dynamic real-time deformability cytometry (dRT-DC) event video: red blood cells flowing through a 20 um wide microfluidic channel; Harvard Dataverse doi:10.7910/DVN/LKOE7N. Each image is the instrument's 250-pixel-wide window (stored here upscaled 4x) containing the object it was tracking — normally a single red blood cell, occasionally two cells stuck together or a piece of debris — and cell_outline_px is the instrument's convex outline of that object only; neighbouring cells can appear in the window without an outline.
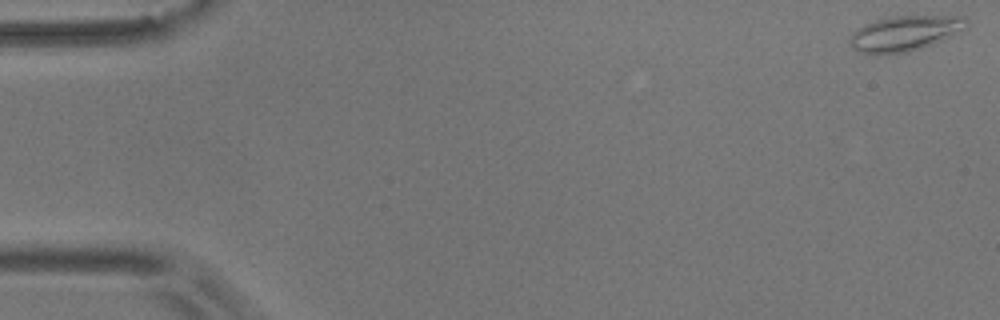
{"species": "common noctule bat (a hibernating species)", "species_latin": "Nyctalus noctula", "temperature_condition": "room temperature", "stored_images_in_passage": 55, "camera_frame_rate_fps": 3000, "um_per_image_px": 0.085, "animal": {"sex": "male", "body_mass_g": 17.9}, "frame": {"image": 1, "passage_image": 1, "time_ms": 0.0, "image_size_px": [1000, 320], "cell_outline_px": [[968, 28], [952, 36], [932, 44], [920, 48], [904, 52], [880, 56], [856, 52], [852, 48], [848, 40], [852, 32], [856, 28], [864, 24], [876, 20], [892, 16], [964, 16], [968, 20]], "centroid_in_image_um": [76.87, 2.85], "position_along_channel_um": 8.1, "area_um2": 24.45}}
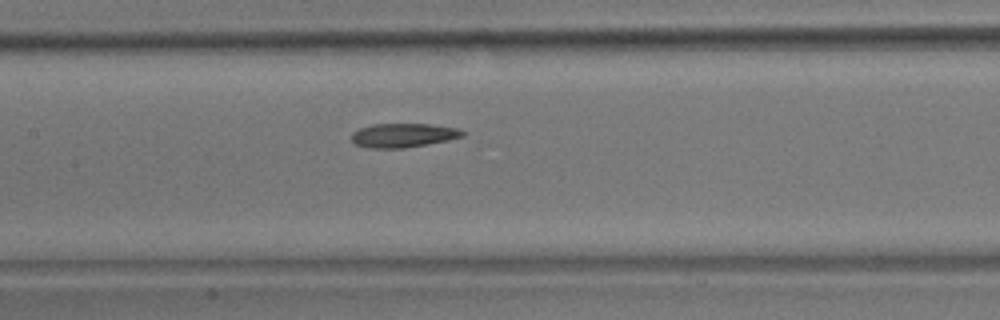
{"frame": {"image": 2, "passage_image": 26, "time_ms": 8.333, "image_size_px": [1000, 320], "cell_outline_px": [[468, 132], [464, 136], [448, 140], [404, 148], [368, 148], [356, 144], [352, 140], [352, 132], [360, 128], [372, 124], [428, 124], [460, 128]], "centroid_in_image_um": [34.32, 11.49], "position_along_channel_um": 173.1, "area_um2": 15.61}}
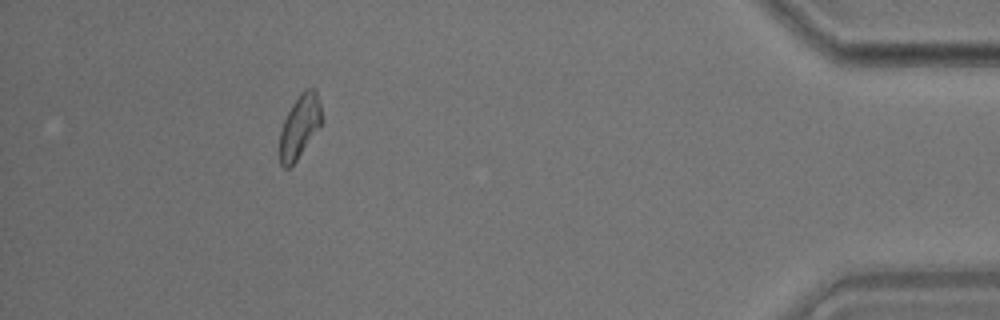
{"frame": {"image": 3, "passage_image": 50, "time_ms": 16.333, "image_size_px": [1000, 320], "cell_outline_px": [[320, 124], [296, 160], [288, 168], [284, 168], [280, 164], [280, 132], [284, 120], [292, 104], [300, 92], [304, 88], [316, 88], [320, 104]], "centroid_in_image_um": [25.44, 10.7], "position_along_channel_um": 409.8, "area_um2": 14.97}, "authors_computed_cell_mechanics": {"area_um2": 16.184, "velocity_mm_per_s": 3.6489, "shape_relaxation_time_tau1_ms": null, "shape_relaxation_time_tau2_ms": 9.4755, "deformation_change_tau1": null, "deformation_change_tau2": 0.1669}}